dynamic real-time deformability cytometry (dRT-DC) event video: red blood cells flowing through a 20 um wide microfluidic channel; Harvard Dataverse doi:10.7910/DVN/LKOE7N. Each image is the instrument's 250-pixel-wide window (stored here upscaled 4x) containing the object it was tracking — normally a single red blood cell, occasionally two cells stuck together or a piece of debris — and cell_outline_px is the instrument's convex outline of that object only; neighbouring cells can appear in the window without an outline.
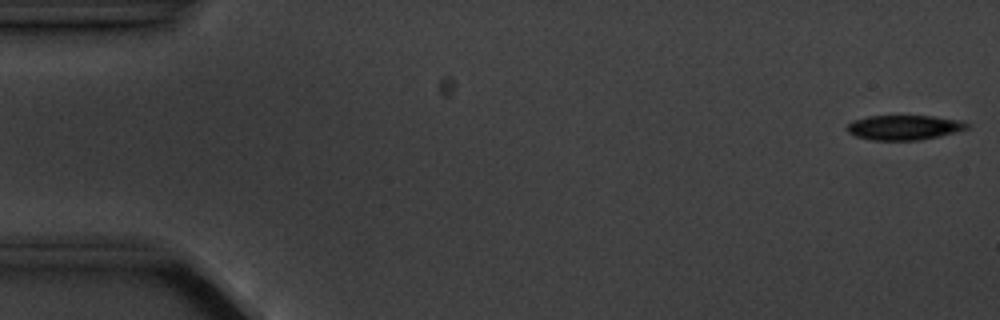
{"species": "common noctule bat (a hibernating species)", "species_latin": "Nyctalus noctula", "temperature_condition": "cold", "stored_images_in_passage": 6, "camera_frame_rate_fps": 3000, "um_per_image_px": 0.085, "animal": {"sex": "male", "body_mass_g": 20.1, "forearm_length_mm": 53.5}, "frame": {"image": 1, "passage_image": 1, "time_ms": 0.0, "image_size_px": [1000, 320], "cell_outline_px": [[968, 128], [940, 136], [916, 140], [872, 140], [856, 136], [848, 132], [848, 124], [852, 120], [868, 116], [932, 116], [960, 120], [968, 124]], "centroid_in_image_um": [76.83, 10.83], "position_along_channel_um": 8.2, "area_um2": 17.11}}